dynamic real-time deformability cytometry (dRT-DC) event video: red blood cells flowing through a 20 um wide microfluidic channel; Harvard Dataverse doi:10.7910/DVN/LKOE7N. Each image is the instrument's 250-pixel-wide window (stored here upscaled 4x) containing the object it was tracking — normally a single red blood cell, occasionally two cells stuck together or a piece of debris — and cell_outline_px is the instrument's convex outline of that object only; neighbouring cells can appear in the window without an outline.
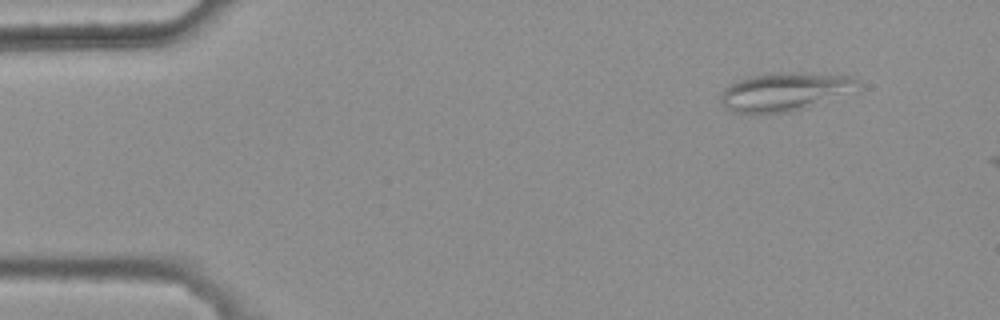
{"species": "common noctule bat (a hibernating species)", "species_latin": "Nyctalus noctula", "temperature_condition": "warm", "stored_images_in_passage": 2, "camera_frame_rate_fps": 3000, "um_per_image_px": 0.085, "animal": {"sex": "female", "body_mass_g": 25.1}, "frame": {"image": 1, "passage_image": 1, "time_ms": 0.0, "image_size_px": [1000, 320], "cell_outline_px": [[856, 80], [836, 92], [788, 112], [732, 112], [724, 108], [720, 104], [720, 96], [724, 88], [728, 84], [736, 80], [748, 76], [780, 72], [852, 76]], "centroid_in_image_um": [66.27, 7.77], "position_along_channel_um": 18.7, "area_um2": 28.03}}